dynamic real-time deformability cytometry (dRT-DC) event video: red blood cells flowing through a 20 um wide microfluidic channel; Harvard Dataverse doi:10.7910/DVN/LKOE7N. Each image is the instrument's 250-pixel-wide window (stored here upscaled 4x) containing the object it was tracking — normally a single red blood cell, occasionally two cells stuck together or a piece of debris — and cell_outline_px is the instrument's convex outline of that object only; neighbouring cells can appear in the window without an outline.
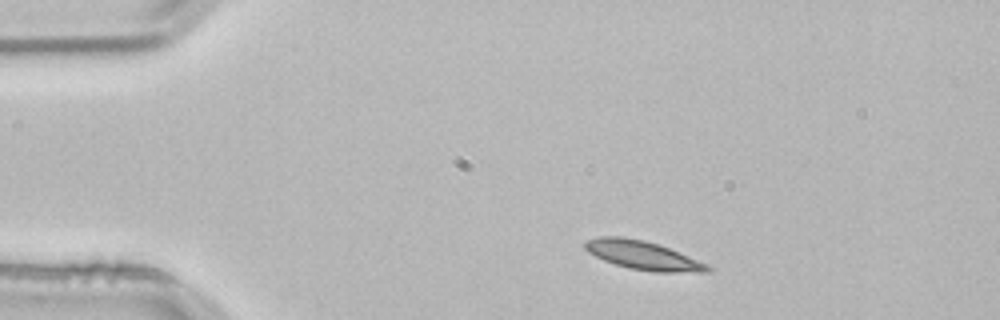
{"species": "common noctule bat (a hibernating species)", "species_latin": "Nyctalus noctula", "temperature_condition": "room temperature", "stored_images_in_passage": 2, "camera_frame_rate_fps": 3000, "um_per_image_px": 0.085, "animal": {"sex": "male", "body_mass_g": 21.5, "forearm_length_mm": 52.0}, "frame": {"image": 1, "passage_image": 1, "time_ms": 0.0, "image_size_px": [1000, 320], "cell_outline_px": [[712, 272], [652, 272], [628, 268], [604, 260], [588, 252], [584, 248], [584, 240], [600, 236], [620, 236], [644, 240], [660, 244], [708, 264], [712, 268]], "centroid_in_image_um": [54.65, 21.7], "position_along_channel_um": 30.3, "area_um2": 20.69}}